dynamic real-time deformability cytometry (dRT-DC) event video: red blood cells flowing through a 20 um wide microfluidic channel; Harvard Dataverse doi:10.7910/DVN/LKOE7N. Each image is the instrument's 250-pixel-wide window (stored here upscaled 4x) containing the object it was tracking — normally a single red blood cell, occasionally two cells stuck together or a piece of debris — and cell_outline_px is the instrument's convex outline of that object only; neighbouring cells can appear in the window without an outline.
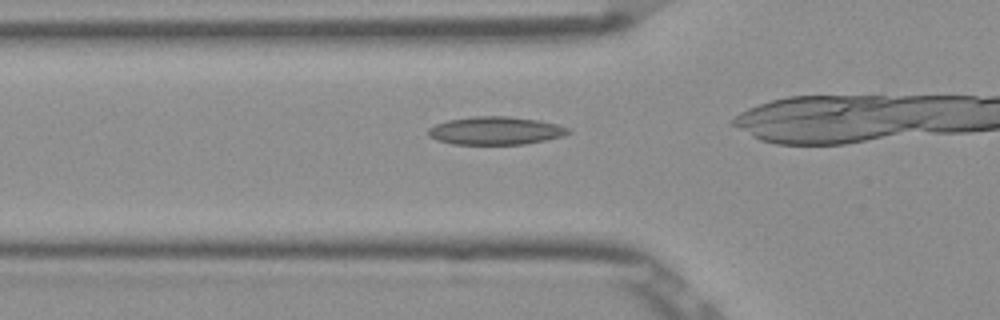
{"species": "Egyptian fruit bat (a non-hibernating species)", "species_latin": "Rousettus aegyptiacus", "temperature_condition": "room temperature", "stored_images_in_passage": 19, "camera_frame_rate_fps": 3000, "um_per_image_px": 0.085, "frame": {"image": 1, "passage_image": 11, "time_ms": 3.333, "image_size_px": [1000, 320], "cell_outline_px": [[572, 132], [560, 136], [544, 140], [524, 144], [452, 144], [436, 140], [428, 136], [428, 128], [436, 124], [448, 120], [472, 116], [508, 116], [540, 120], [556, 124], [568, 128]], "centroid_in_image_um": [42.08, 11.1], "position_along_channel_um": 83.7, "area_um2": 22.83}}
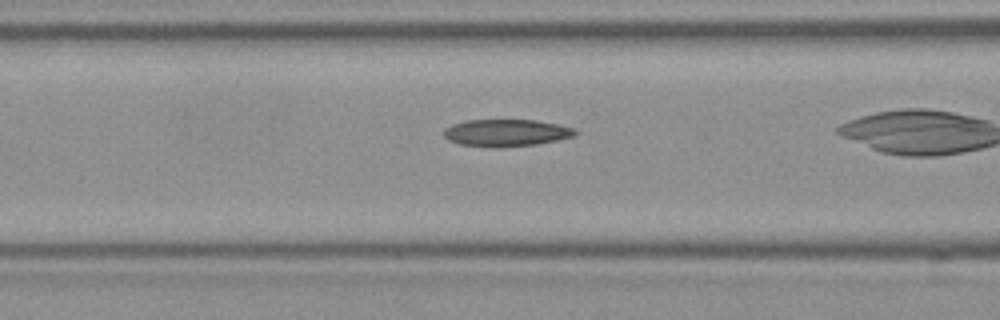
{"frame": {"image": 2, "passage_image": 14, "time_ms": 4.333, "image_size_px": [1000, 320], "cell_outline_px": [[580, 132], [576, 136], [536, 144], [500, 148], [492, 148], [460, 144], [448, 140], [444, 136], [444, 128], [452, 124], [464, 120], [536, 120], [560, 124], [576, 128]], "centroid_in_image_um": [43.06, 11.29], "position_along_channel_um": 123.5, "area_um2": 21.15}}